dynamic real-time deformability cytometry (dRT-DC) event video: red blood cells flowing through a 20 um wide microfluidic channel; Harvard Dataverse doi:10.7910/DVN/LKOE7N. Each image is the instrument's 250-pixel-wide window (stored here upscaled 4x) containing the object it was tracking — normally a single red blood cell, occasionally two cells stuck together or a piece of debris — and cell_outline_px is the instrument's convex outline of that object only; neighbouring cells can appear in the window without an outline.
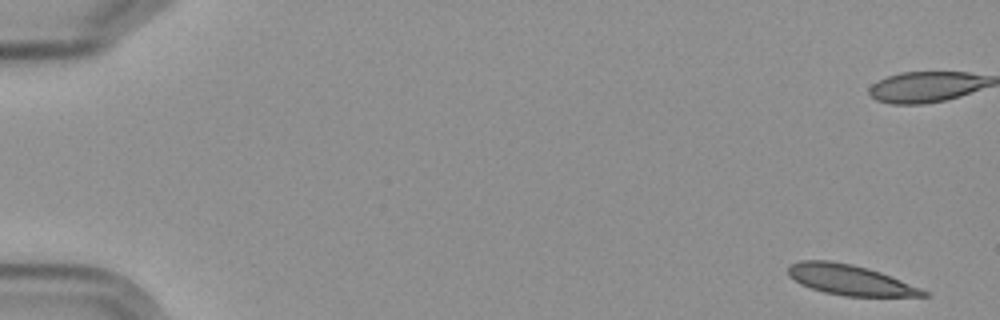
{"species": "Egyptian fruit bat (a non-hibernating species)", "species_latin": "Rousettus aegyptiacus", "temperature_condition": "cold", "stored_images_in_passage": 17, "camera_frame_rate_fps": 3000, "um_per_image_px": 0.085, "frame": {"image": 1, "passage_image": 1, "time_ms": 0.0, "image_size_px": [1000, 320], "cell_outline_px": [[932, 296], [844, 296], [824, 292], [800, 284], [788, 276], [788, 268], [792, 264], [800, 260], [828, 260], [852, 264], [868, 268], [880, 272], [920, 288], [928, 292]], "centroid_in_image_um": [72.22, 23.79], "position_along_channel_um": 12.8, "area_um2": 23.7}}
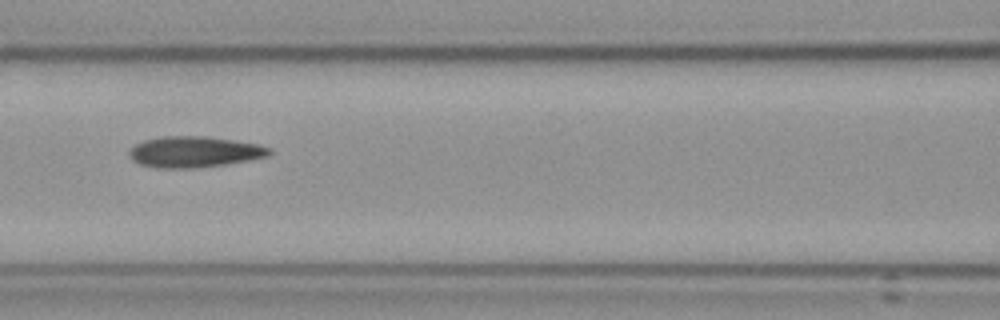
{"frame": {"image": 2, "passage_image": 8, "time_ms": 9.0, "image_size_px": [1000, 320], "cell_outline_px": [[272, 152], [268, 156], [248, 160], [224, 164], [188, 168], [160, 168], [140, 164], [132, 160], [128, 152], [136, 144], [144, 140], [164, 136], [204, 136], [260, 144], [272, 148]], "centroid_in_image_um": [16.53, 12.9], "position_along_channel_um": 150.1, "area_um2": 25.09}, "authors_computed_cell_mechanics": {"area_um2": 24.0448, "velocity_mm_per_s": 3.5487, "shape_relaxation_time_tau1_ms": null, "shape_relaxation_time_tau2_ms": 8.9228, "deformation_change_tau1": null, "deformation_change_tau2": 0.1564}}